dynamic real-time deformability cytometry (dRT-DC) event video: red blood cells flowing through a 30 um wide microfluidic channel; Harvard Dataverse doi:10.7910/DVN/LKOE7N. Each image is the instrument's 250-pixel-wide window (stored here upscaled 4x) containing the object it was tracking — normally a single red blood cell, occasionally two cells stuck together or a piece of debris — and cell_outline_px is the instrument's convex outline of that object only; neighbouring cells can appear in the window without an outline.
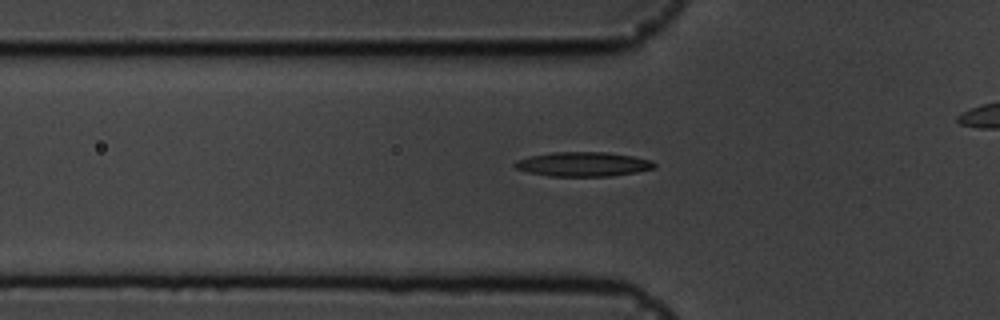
{"species": "common noctule bat (a hibernating species)", "species_latin": "Nyctalus noctula", "temperature_condition": "cold", "stored_images_in_passage": 47, "camera_frame_rate_fps": 3000, "um_per_image_px": 0.085, "animal": {"sex": "male", "body_mass_g": 19.5, "forearm_length_mm": 54.6}, "frame": {"image": 1, "passage_image": 20, "time_ms": 6.333, "image_size_px": [1000, 320], "cell_outline_px": [[652, 168], [632, 172], [600, 176], [556, 176], [532, 172], [520, 168], [516, 164], [524, 160], [536, 156], [564, 152], [592, 152], [628, 156], [644, 160], [652, 164]], "centroid_in_image_um": [49.58, 13.97], "position_along_channel_um": 76.2, "area_um2": 17.8}}
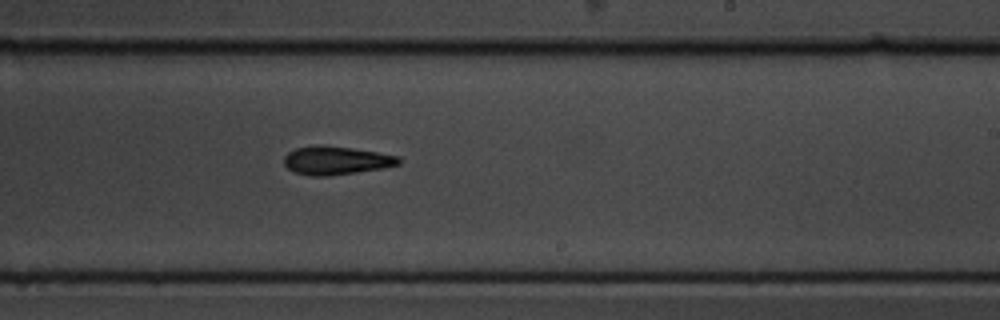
{"frame": {"image": 2, "passage_image": 35, "time_ms": 11.333, "image_size_px": [1000, 320], "cell_outline_px": [[400, 160], [396, 164], [376, 168], [348, 172], [296, 172], [288, 168], [284, 164], [284, 160], [292, 152], [300, 148], [348, 148], [396, 156]], "centroid_in_image_um": [28.6, 13.62], "position_along_channel_um": 260.4, "area_um2": 16.01}}
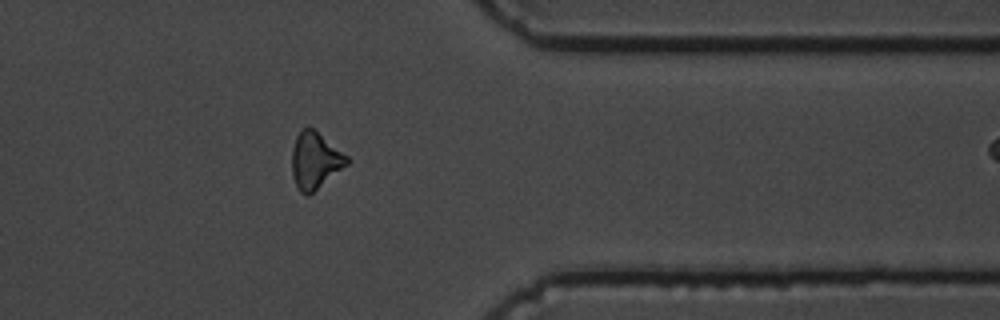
{"frame": {"image": 3, "passage_image": 46, "time_ms": 15.0, "image_size_px": [1000, 320], "cell_outline_px": [[348, 164], [312, 192], [304, 192], [296, 184], [292, 172], [292, 156], [296, 140], [300, 132], [304, 128], [312, 128], [348, 156]], "centroid_in_image_um": [26.8, 13.62], "position_along_channel_um": 384.6, "area_um2": 17.11}}